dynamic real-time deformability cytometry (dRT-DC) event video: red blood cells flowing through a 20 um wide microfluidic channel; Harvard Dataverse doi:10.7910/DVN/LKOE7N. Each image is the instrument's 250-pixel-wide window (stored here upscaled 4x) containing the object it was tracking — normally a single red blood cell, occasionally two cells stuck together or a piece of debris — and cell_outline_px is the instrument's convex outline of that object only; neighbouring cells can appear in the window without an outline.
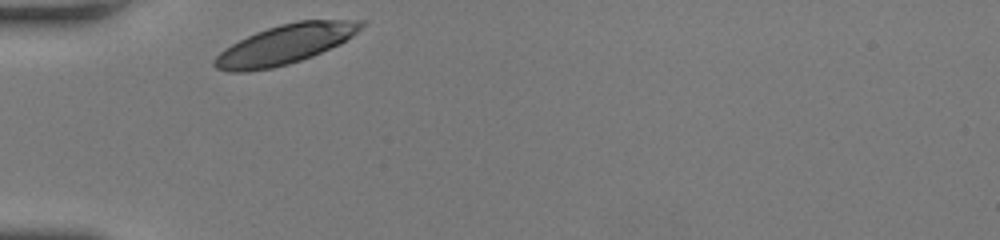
{"species": "human", "species_latin": "Homo sapiens", "temperature_condition": "room temperature", "stored_images_in_passage": 27, "camera_frame_rate_fps": 3000, "um_per_image_px": 0.085, "donor": {"sex": "female"}, "frame": {"image": 1, "passage_image": 1, "time_ms": 0.0, "image_size_px": [1000, 240], "cell_outline_px": [[364, 24], [352, 36], [340, 44], [312, 56], [288, 64], [272, 68], [248, 72], [228, 72], [216, 68], [212, 64], [212, 60], [224, 48], [256, 32], [280, 24], [300, 20], [364, 20]], "centroid_in_image_um": [24.2, 3.78], "position_along_channel_um": 60.8, "area_um2": 33.52}}
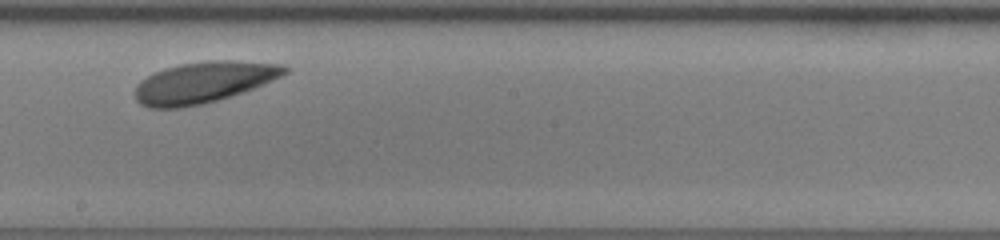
{"frame": {"image": 2, "passage_image": 15, "time_ms": 4.667, "image_size_px": [1000, 240], "cell_outline_px": [[288, 72], [264, 84], [244, 92], [204, 104], [180, 108], [148, 108], [140, 104], [136, 100], [136, 84], [140, 80], [164, 68], [180, 64], [208, 60], [232, 60], [284, 64], [288, 68]], "centroid_in_image_um": [17.31, 7.0], "position_along_channel_um": 230.9, "area_um2": 36.01}}
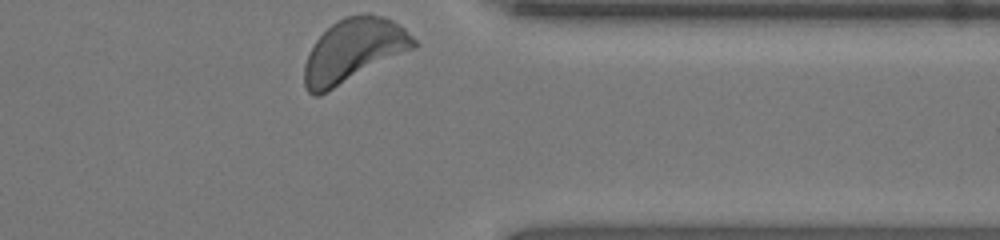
{"frame": {"image": 3, "passage_image": 27, "time_ms": 8.667, "image_size_px": [1000, 240], "cell_outline_px": [[420, 44], [416, 48], [320, 96], [312, 96], [308, 92], [304, 84], [304, 64], [308, 52], [316, 40], [332, 24], [344, 16], [364, 12], [368, 12], [384, 16], [392, 20], [404, 28]], "centroid_in_image_um": [30.07, 4.3], "position_along_channel_um": 381.3, "area_um2": 41.04}}